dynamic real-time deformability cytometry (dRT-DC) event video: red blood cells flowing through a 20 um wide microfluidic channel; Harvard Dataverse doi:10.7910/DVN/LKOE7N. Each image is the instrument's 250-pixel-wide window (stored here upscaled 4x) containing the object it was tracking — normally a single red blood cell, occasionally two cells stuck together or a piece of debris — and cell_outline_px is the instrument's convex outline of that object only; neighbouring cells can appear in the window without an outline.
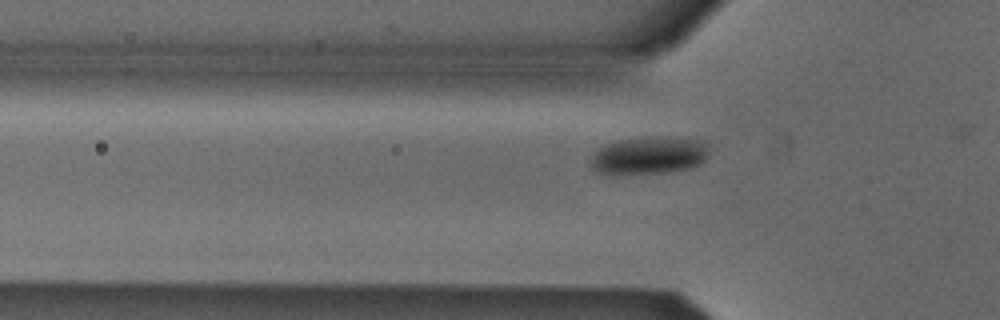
{"species": "Egyptian fruit bat (a non-hibernating species)", "species_latin": "Rousettus aegyptiacus", "temperature_condition": "cold", "stored_images_in_passage": 32, "camera_frame_rate_fps": 3000, "um_per_image_px": 0.085, "animal": {"sex": "male"}, "frame": {"image": 1, "passage_image": 5, "time_ms": 1.333, "image_size_px": [1000, 320], "cell_outline_px": [[708, 152], [704, 160], [700, 164], [692, 168], [668, 172], [616, 176], [596, 172], [592, 168], [592, 156], [604, 144], [620, 140], [652, 136], [656, 136], [700, 140], [708, 144]], "centroid_in_image_um": [55.15, 13.24], "position_along_channel_um": 70.7, "area_um2": 26.36}}
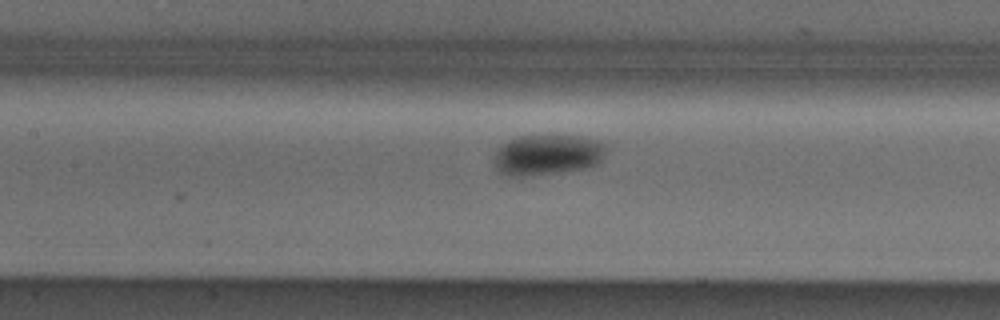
{"frame": {"image": 2, "passage_image": 12, "time_ms": 3.667, "image_size_px": [1000, 320], "cell_outline_px": [[604, 152], [600, 160], [596, 164], [584, 168], [564, 172], [528, 176], [504, 176], [492, 164], [492, 156], [496, 148], [500, 144], [508, 140], [520, 136], [580, 136], [596, 140], [604, 144]], "centroid_in_image_um": [46.41, 13.17], "position_along_channel_um": 161.0, "area_um2": 26.76}}
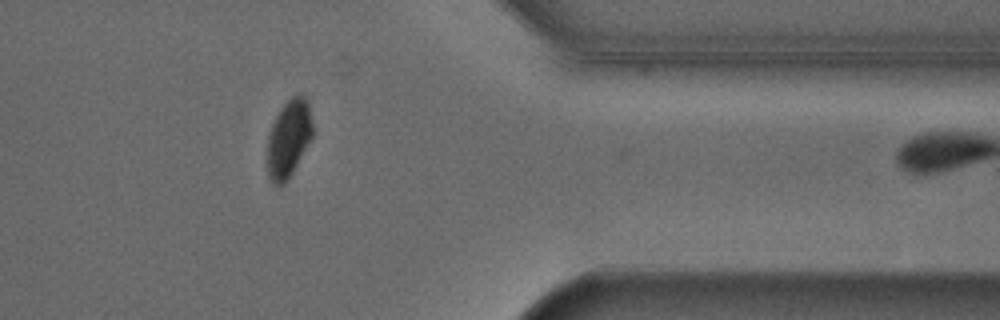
{"frame": {"image": 3, "passage_image": 31, "time_ms": 10.0, "image_size_px": [1000, 320], "cell_outline_px": [[312, 136], [292, 172], [284, 184], [276, 184], [268, 176], [268, 136], [272, 124], [280, 108], [292, 96], [300, 92], [308, 100], [312, 120]], "centroid_in_image_um": [24.55, 11.7], "position_along_channel_um": 386.9, "area_um2": 20.11}, "authors_computed_cell_mechanics": {"area_um2": 25.6054, "velocity_mm_per_s": 3.851, "shape_relaxation_time_tau1_ms": 8.8192, "shape_relaxation_time_tau2_ms": null, "deformation_change_tau1": 0.1204, "deformation_change_tau2": null}}